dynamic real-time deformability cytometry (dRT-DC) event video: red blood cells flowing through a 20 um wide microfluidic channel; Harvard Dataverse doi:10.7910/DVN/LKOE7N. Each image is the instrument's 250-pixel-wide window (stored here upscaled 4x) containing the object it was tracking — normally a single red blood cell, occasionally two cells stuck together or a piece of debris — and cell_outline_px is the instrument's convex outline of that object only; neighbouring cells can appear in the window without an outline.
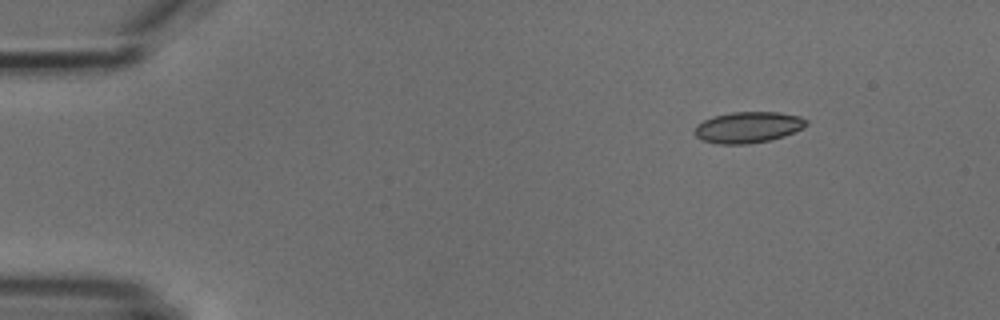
{"species": "common noctule bat (a hibernating species)", "species_latin": "Nyctalus noctula", "temperature_condition": "cold", "stored_images_in_passage": 5, "segment_of_instrument_passage": [1, 2], "camera_frame_rate_fps": 3000, "um_per_image_px": 0.085, "animal": {"sex": "male", "body_mass_g": 18.8}, "frame": {"image": 1, "passage_image": 2, "time_ms": 1.333, "image_size_px": [1000, 320], "cell_outline_px": [[808, 124], [804, 128], [784, 136], [768, 140], [748, 144], [716, 144], [700, 140], [692, 132], [696, 124], [712, 116], [732, 112], [780, 112], [800, 116], [808, 120]], "centroid_in_image_um": [63.56, 10.82], "position_along_channel_um": 21.4, "area_um2": 20.58}}